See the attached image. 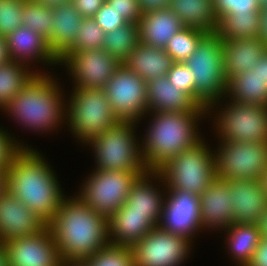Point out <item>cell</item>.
Returning a JSON list of instances; mask_svg holds the SVG:
<instances>
[{"label": "cell", "instance_id": "cell-12", "mask_svg": "<svg viewBox=\"0 0 267 266\" xmlns=\"http://www.w3.org/2000/svg\"><path fill=\"white\" fill-rule=\"evenodd\" d=\"M146 83L125 64H119L114 75L103 87L118 120L138 123L147 114Z\"/></svg>", "mask_w": 267, "mask_h": 266}, {"label": "cell", "instance_id": "cell-25", "mask_svg": "<svg viewBox=\"0 0 267 266\" xmlns=\"http://www.w3.org/2000/svg\"><path fill=\"white\" fill-rule=\"evenodd\" d=\"M108 226L110 244L128 247L157 227L147 214L128 213L123 207L108 218Z\"/></svg>", "mask_w": 267, "mask_h": 266}, {"label": "cell", "instance_id": "cell-42", "mask_svg": "<svg viewBox=\"0 0 267 266\" xmlns=\"http://www.w3.org/2000/svg\"><path fill=\"white\" fill-rule=\"evenodd\" d=\"M0 128V168H8L14 154L21 148V147H28L24 146L23 143L18 142L15 140L10 133L2 130ZM13 137V138H12Z\"/></svg>", "mask_w": 267, "mask_h": 266}, {"label": "cell", "instance_id": "cell-24", "mask_svg": "<svg viewBox=\"0 0 267 266\" xmlns=\"http://www.w3.org/2000/svg\"><path fill=\"white\" fill-rule=\"evenodd\" d=\"M138 27L140 43L164 49L184 26L169 8H162L142 14Z\"/></svg>", "mask_w": 267, "mask_h": 266}, {"label": "cell", "instance_id": "cell-31", "mask_svg": "<svg viewBox=\"0 0 267 266\" xmlns=\"http://www.w3.org/2000/svg\"><path fill=\"white\" fill-rule=\"evenodd\" d=\"M30 66L9 60L0 64V109L2 110L10 101L13 100L31 80L42 71H32Z\"/></svg>", "mask_w": 267, "mask_h": 266}, {"label": "cell", "instance_id": "cell-51", "mask_svg": "<svg viewBox=\"0 0 267 266\" xmlns=\"http://www.w3.org/2000/svg\"><path fill=\"white\" fill-rule=\"evenodd\" d=\"M35 2H38L44 6L48 7H55L59 6L61 4H66L72 2V0H34Z\"/></svg>", "mask_w": 267, "mask_h": 266}, {"label": "cell", "instance_id": "cell-53", "mask_svg": "<svg viewBox=\"0 0 267 266\" xmlns=\"http://www.w3.org/2000/svg\"><path fill=\"white\" fill-rule=\"evenodd\" d=\"M259 184L261 189L264 191V193L267 196V168L264 170L262 175L259 177Z\"/></svg>", "mask_w": 267, "mask_h": 266}, {"label": "cell", "instance_id": "cell-1", "mask_svg": "<svg viewBox=\"0 0 267 266\" xmlns=\"http://www.w3.org/2000/svg\"><path fill=\"white\" fill-rule=\"evenodd\" d=\"M48 227L63 262L87 260L110 244L108 218L94 211L78 195L63 197Z\"/></svg>", "mask_w": 267, "mask_h": 266}, {"label": "cell", "instance_id": "cell-7", "mask_svg": "<svg viewBox=\"0 0 267 266\" xmlns=\"http://www.w3.org/2000/svg\"><path fill=\"white\" fill-rule=\"evenodd\" d=\"M136 122L118 121L86 143L96 159V169L113 171L149 170L143 159L141 144L135 133Z\"/></svg>", "mask_w": 267, "mask_h": 266}, {"label": "cell", "instance_id": "cell-36", "mask_svg": "<svg viewBox=\"0 0 267 266\" xmlns=\"http://www.w3.org/2000/svg\"><path fill=\"white\" fill-rule=\"evenodd\" d=\"M105 34L93 18H84L72 45L58 58L59 64L75 50L103 49Z\"/></svg>", "mask_w": 267, "mask_h": 266}, {"label": "cell", "instance_id": "cell-32", "mask_svg": "<svg viewBox=\"0 0 267 266\" xmlns=\"http://www.w3.org/2000/svg\"><path fill=\"white\" fill-rule=\"evenodd\" d=\"M260 25L261 12L231 13L219 22L216 32L222 40L259 37Z\"/></svg>", "mask_w": 267, "mask_h": 266}, {"label": "cell", "instance_id": "cell-16", "mask_svg": "<svg viewBox=\"0 0 267 266\" xmlns=\"http://www.w3.org/2000/svg\"><path fill=\"white\" fill-rule=\"evenodd\" d=\"M200 220L199 195L182 190L166 191L158 224L160 229L192 241L197 232L201 231Z\"/></svg>", "mask_w": 267, "mask_h": 266}, {"label": "cell", "instance_id": "cell-26", "mask_svg": "<svg viewBox=\"0 0 267 266\" xmlns=\"http://www.w3.org/2000/svg\"><path fill=\"white\" fill-rule=\"evenodd\" d=\"M83 21L84 18L72 2L53 8L54 25L47 43L57 59L72 45Z\"/></svg>", "mask_w": 267, "mask_h": 266}, {"label": "cell", "instance_id": "cell-47", "mask_svg": "<svg viewBox=\"0 0 267 266\" xmlns=\"http://www.w3.org/2000/svg\"><path fill=\"white\" fill-rule=\"evenodd\" d=\"M259 37L267 43V7L261 10V25Z\"/></svg>", "mask_w": 267, "mask_h": 266}, {"label": "cell", "instance_id": "cell-4", "mask_svg": "<svg viewBox=\"0 0 267 266\" xmlns=\"http://www.w3.org/2000/svg\"><path fill=\"white\" fill-rule=\"evenodd\" d=\"M53 78L50 72L38 73L2 112H7L28 130L45 133L56 130L65 123L66 101L59 83Z\"/></svg>", "mask_w": 267, "mask_h": 266}, {"label": "cell", "instance_id": "cell-19", "mask_svg": "<svg viewBox=\"0 0 267 266\" xmlns=\"http://www.w3.org/2000/svg\"><path fill=\"white\" fill-rule=\"evenodd\" d=\"M233 223L257 224L267 209V196L261 189L259 180H230Z\"/></svg>", "mask_w": 267, "mask_h": 266}, {"label": "cell", "instance_id": "cell-45", "mask_svg": "<svg viewBox=\"0 0 267 266\" xmlns=\"http://www.w3.org/2000/svg\"><path fill=\"white\" fill-rule=\"evenodd\" d=\"M247 266H267V239L261 238L253 257Z\"/></svg>", "mask_w": 267, "mask_h": 266}, {"label": "cell", "instance_id": "cell-54", "mask_svg": "<svg viewBox=\"0 0 267 266\" xmlns=\"http://www.w3.org/2000/svg\"><path fill=\"white\" fill-rule=\"evenodd\" d=\"M0 266H7V254L3 243H0Z\"/></svg>", "mask_w": 267, "mask_h": 266}, {"label": "cell", "instance_id": "cell-29", "mask_svg": "<svg viewBox=\"0 0 267 266\" xmlns=\"http://www.w3.org/2000/svg\"><path fill=\"white\" fill-rule=\"evenodd\" d=\"M184 27L216 32L219 22L213 10L212 0H170L168 7Z\"/></svg>", "mask_w": 267, "mask_h": 266}, {"label": "cell", "instance_id": "cell-40", "mask_svg": "<svg viewBox=\"0 0 267 266\" xmlns=\"http://www.w3.org/2000/svg\"><path fill=\"white\" fill-rule=\"evenodd\" d=\"M166 76L173 86L181 89L195 101V77L184 62H173Z\"/></svg>", "mask_w": 267, "mask_h": 266}, {"label": "cell", "instance_id": "cell-49", "mask_svg": "<svg viewBox=\"0 0 267 266\" xmlns=\"http://www.w3.org/2000/svg\"><path fill=\"white\" fill-rule=\"evenodd\" d=\"M256 67H259V74L263 78V80L267 83V51L259 59Z\"/></svg>", "mask_w": 267, "mask_h": 266}, {"label": "cell", "instance_id": "cell-33", "mask_svg": "<svg viewBox=\"0 0 267 266\" xmlns=\"http://www.w3.org/2000/svg\"><path fill=\"white\" fill-rule=\"evenodd\" d=\"M139 42L138 23H127L105 34L103 49L123 63Z\"/></svg>", "mask_w": 267, "mask_h": 266}, {"label": "cell", "instance_id": "cell-56", "mask_svg": "<svg viewBox=\"0 0 267 266\" xmlns=\"http://www.w3.org/2000/svg\"><path fill=\"white\" fill-rule=\"evenodd\" d=\"M258 3L260 5L261 9L267 7V0H258Z\"/></svg>", "mask_w": 267, "mask_h": 266}, {"label": "cell", "instance_id": "cell-22", "mask_svg": "<svg viewBox=\"0 0 267 266\" xmlns=\"http://www.w3.org/2000/svg\"><path fill=\"white\" fill-rule=\"evenodd\" d=\"M156 179V171H149L141 175L131 187L127 200L122 207L128 213L147 214V218L158 227L163 210L165 200V195L163 194L165 192L160 191V188L156 185L157 183H153Z\"/></svg>", "mask_w": 267, "mask_h": 266}, {"label": "cell", "instance_id": "cell-43", "mask_svg": "<svg viewBox=\"0 0 267 266\" xmlns=\"http://www.w3.org/2000/svg\"><path fill=\"white\" fill-rule=\"evenodd\" d=\"M106 2L122 14L128 23H138L142 16L138 0H106Z\"/></svg>", "mask_w": 267, "mask_h": 266}, {"label": "cell", "instance_id": "cell-9", "mask_svg": "<svg viewBox=\"0 0 267 266\" xmlns=\"http://www.w3.org/2000/svg\"><path fill=\"white\" fill-rule=\"evenodd\" d=\"M145 173L95 169L81 185L78 196L94 211L109 218L122 207L133 184Z\"/></svg>", "mask_w": 267, "mask_h": 266}, {"label": "cell", "instance_id": "cell-21", "mask_svg": "<svg viewBox=\"0 0 267 266\" xmlns=\"http://www.w3.org/2000/svg\"><path fill=\"white\" fill-rule=\"evenodd\" d=\"M266 51L267 43L260 37L222 40L225 79L253 69Z\"/></svg>", "mask_w": 267, "mask_h": 266}, {"label": "cell", "instance_id": "cell-38", "mask_svg": "<svg viewBox=\"0 0 267 266\" xmlns=\"http://www.w3.org/2000/svg\"><path fill=\"white\" fill-rule=\"evenodd\" d=\"M24 0H0V36L7 37L22 26Z\"/></svg>", "mask_w": 267, "mask_h": 266}, {"label": "cell", "instance_id": "cell-44", "mask_svg": "<svg viewBox=\"0 0 267 266\" xmlns=\"http://www.w3.org/2000/svg\"><path fill=\"white\" fill-rule=\"evenodd\" d=\"M106 0H72L74 7L83 18H93Z\"/></svg>", "mask_w": 267, "mask_h": 266}, {"label": "cell", "instance_id": "cell-37", "mask_svg": "<svg viewBox=\"0 0 267 266\" xmlns=\"http://www.w3.org/2000/svg\"><path fill=\"white\" fill-rule=\"evenodd\" d=\"M90 266H134L131 247L109 244L85 260Z\"/></svg>", "mask_w": 267, "mask_h": 266}, {"label": "cell", "instance_id": "cell-28", "mask_svg": "<svg viewBox=\"0 0 267 266\" xmlns=\"http://www.w3.org/2000/svg\"><path fill=\"white\" fill-rule=\"evenodd\" d=\"M226 96L237 102L267 107V83L260 76L259 67L229 78Z\"/></svg>", "mask_w": 267, "mask_h": 266}, {"label": "cell", "instance_id": "cell-48", "mask_svg": "<svg viewBox=\"0 0 267 266\" xmlns=\"http://www.w3.org/2000/svg\"><path fill=\"white\" fill-rule=\"evenodd\" d=\"M10 60L7 50L6 37L0 36V64L6 63Z\"/></svg>", "mask_w": 267, "mask_h": 266}, {"label": "cell", "instance_id": "cell-30", "mask_svg": "<svg viewBox=\"0 0 267 266\" xmlns=\"http://www.w3.org/2000/svg\"><path fill=\"white\" fill-rule=\"evenodd\" d=\"M227 236L228 254L233 257L237 266H247L261 241L257 224L232 223L224 230Z\"/></svg>", "mask_w": 267, "mask_h": 266}, {"label": "cell", "instance_id": "cell-11", "mask_svg": "<svg viewBox=\"0 0 267 266\" xmlns=\"http://www.w3.org/2000/svg\"><path fill=\"white\" fill-rule=\"evenodd\" d=\"M216 113L214 127L221 140L267 142V107L231 100Z\"/></svg>", "mask_w": 267, "mask_h": 266}, {"label": "cell", "instance_id": "cell-20", "mask_svg": "<svg viewBox=\"0 0 267 266\" xmlns=\"http://www.w3.org/2000/svg\"><path fill=\"white\" fill-rule=\"evenodd\" d=\"M6 41L10 60L27 65L32 60L33 63L41 61L44 65H59L47 40L29 27L20 26L6 37Z\"/></svg>", "mask_w": 267, "mask_h": 266}, {"label": "cell", "instance_id": "cell-5", "mask_svg": "<svg viewBox=\"0 0 267 266\" xmlns=\"http://www.w3.org/2000/svg\"><path fill=\"white\" fill-rule=\"evenodd\" d=\"M184 63L195 77V102L200 107L208 108V113L215 112V107L217 112V104L221 101L220 99L225 98L227 86L222 38L217 32L207 33Z\"/></svg>", "mask_w": 267, "mask_h": 266}, {"label": "cell", "instance_id": "cell-10", "mask_svg": "<svg viewBox=\"0 0 267 266\" xmlns=\"http://www.w3.org/2000/svg\"><path fill=\"white\" fill-rule=\"evenodd\" d=\"M214 150L216 178L258 180L267 168V142L219 140Z\"/></svg>", "mask_w": 267, "mask_h": 266}, {"label": "cell", "instance_id": "cell-6", "mask_svg": "<svg viewBox=\"0 0 267 266\" xmlns=\"http://www.w3.org/2000/svg\"><path fill=\"white\" fill-rule=\"evenodd\" d=\"M201 139L194 146L167 160L157 172V181L166 190H182L201 195L216 178L212 149Z\"/></svg>", "mask_w": 267, "mask_h": 266}, {"label": "cell", "instance_id": "cell-17", "mask_svg": "<svg viewBox=\"0 0 267 266\" xmlns=\"http://www.w3.org/2000/svg\"><path fill=\"white\" fill-rule=\"evenodd\" d=\"M45 226L34 212L8 190L0 196V243L38 233Z\"/></svg>", "mask_w": 267, "mask_h": 266}, {"label": "cell", "instance_id": "cell-41", "mask_svg": "<svg viewBox=\"0 0 267 266\" xmlns=\"http://www.w3.org/2000/svg\"><path fill=\"white\" fill-rule=\"evenodd\" d=\"M96 23L103 29L105 33L113 31L128 22L119 14L114 7L110 6L106 1L98 12L93 16Z\"/></svg>", "mask_w": 267, "mask_h": 266}, {"label": "cell", "instance_id": "cell-13", "mask_svg": "<svg viewBox=\"0 0 267 266\" xmlns=\"http://www.w3.org/2000/svg\"><path fill=\"white\" fill-rule=\"evenodd\" d=\"M191 245L189 238L156 227L131 247L134 266H180Z\"/></svg>", "mask_w": 267, "mask_h": 266}, {"label": "cell", "instance_id": "cell-2", "mask_svg": "<svg viewBox=\"0 0 267 266\" xmlns=\"http://www.w3.org/2000/svg\"><path fill=\"white\" fill-rule=\"evenodd\" d=\"M55 172L32 147H21L7 168V190L48 225L65 196Z\"/></svg>", "mask_w": 267, "mask_h": 266}, {"label": "cell", "instance_id": "cell-27", "mask_svg": "<svg viewBox=\"0 0 267 266\" xmlns=\"http://www.w3.org/2000/svg\"><path fill=\"white\" fill-rule=\"evenodd\" d=\"M123 64L148 82L154 78L166 76L173 60L164 49L139 42Z\"/></svg>", "mask_w": 267, "mask_h": 266}, {"label": "cell", "instance_id": "cell-34", "mask_svg": "<svg viewBox=\"0 0 267 266\" xmlns=\"http://www.w3.org/2000/svg\"><path fill=\"white\" fill-rule=\"evenodd\" d=\"M206 34L207 32L201 29L183 27L169 39L164 50L173 62H184L197 49L200 40Z\"/></svg>", "mask_w": 267, "mask_h": 266}, {"label": "cell", "instance_id": "cell-14", "mask_svg": "<svg viewBox=\"0 0 267 266\" xmlns=\"http://www.w3.org/2000/svg\"><path fill=\"white\" fill-rule=\"evenodd\" d=\"M66 66L73 88H100L108 83L120 62L104 49L75 50L59 65Z\"/></svg>", "mask_w": 267, "mask_h": 266}, {"label": "cell", "instance_id": "cell-52", "mask_svg": "<svg viewBox=\"0 0 267 266\" xmlns=\"http://www.w3.org/2000/svg\"><path fill=\"white\" fill-rule=\"evenodd\" d=\"M7 190V168H0V196Z\"/></svg>", "mask_w": 267, "mask_h": 266}, {"label": "cell", "instance_id": "cell-18", "mask_svg": "<svg viewBox=\"0 0 267 266\" xmlns=\"http://www.w3.org/2000/svg\"><path fill=\"white\" fill-rule=\"evenodd\" d=\"M199 199L202 230L219 228V231L221 229L224 231L233 223L232 196L228 181L215 178L208 184Z\"/></svg>", "mask_w": 267, "mask_h": 266}, {"label": "cell", "instance_id": "cell-46", "mask_svg": "<svg viewBox=\"0 0 267 266\" xmlns=\"http://www.w3.org/2000/svg\"><path fill=\"white\" fill-rule=\"evenodd\" d=\"M142 14L150 11L168 8L170 0H138Z\"/></svg>", "mask_w": 267, "mask_h": 266}, {"label": "cell", "instance_id": "cell-3", "mask_svg": "<svg viewBox=\"0 0 267 266\" xmlns=\"http://www.w3.org/2000/svg\"><path fill=\"white\" fill-rule=\"evenodd\" d=\"M207 111L208 108L202 107L199 111L147 112L153 118L141 141V152L147 169L156 171L167 160L204 139L197 129V122L208 114Z\"/></svg>", "mask_w": 267, "mask_h": 266}, {"label": "cell", "instance_id": "cell-39", "mask_svg": "<svg viewBox=\"0 0 267 266\" xmlns=\"http://www.w3.org/2000/svg\"><path fill=\"white\" fill-rule=\"evenodd\" d=\"M213 10L218 22L231 13L261 12L258 0H212Z\"/></svg>", "mask_w": 267, "mask_h": 266}, {"label": "cell", "instance_id": "cell-8", "mask_svg": "<svg viewBox=\"0 0 267 266\" xmlns=\"http://www.w3.org/2000/svg\"><path fill=\"white\" fill-rule=\"evenodd\" d=\"M66 104V123L71 134L86 144L119 120L114 115L103 89L74 88Z\"/></svg>", "mask_w": 267, "mask_h": 266}, {"label": "cell", "instance_id": "cell-23", "mask_svg": "<svg viewBox=\"0 0 267 266\" xmlns=\"http://www.w3.org/2000/svg\"><path fill=\"white\" fill-rule=\"evenodd\" d=\"M148 112L199 111L200 107L188 94L172 85L167 76L146 83Z\"/></svg>", "mask_w": 267, "mask_h": 266}, {"label": "cell", "instance_id": "cell-55", "mask_svg": "<svg viewBox=\"0 0 267 266\" xmlns=\"http://www.w3.org/2000/svg\"><path fill=\"white\" fill-rule=\"evenodd\" d=\"M62 266H90V265L85 260H79V261L63 262Z\"/></svg>", "mask_w": 267, "mask_h": 266}, {"label": "cell", "instance_id": "cell-50", "mask_svg": "<svg viewBox=\"0 0 267 266\" xmlns=\"http://www.w3.org/2000/svg\"><path fill=\"white\" fill-rule=\"evenodd\" d=\"M261 238L267 239V209L257 222Z\"/></svg>", "mask_w": 267, "mask_h": 266}, {"label": "cell", "instance_id": "cell-15", "mask_svg": "<svg viewBox=\"0 0 267 266\" xmlns=\"http://www.w3.org/2000/svg\"><path fill=\"white\" fill-rule=\"evenodd\" d=\"M3 245L7 266H62L63 263L48 225L38 233L13 238Z\"/></svg>", "mask_w": 267, "mask_h": 266}, {"label": "cell", "instance_id": "cell-35", "mask_svg": "<svg viewBox=\"0 0 267 266\" xmlns=\"http://www.w3.org/2000/svg\"><path fill=\"white\" fill-rule=\"evenodd\" d=\"M22 26L33 29L47 41L53 28V7L44 6L34 0H24Z\"/></svg>", "mask_w": 267, "mask_h": 266}]
</instances>
